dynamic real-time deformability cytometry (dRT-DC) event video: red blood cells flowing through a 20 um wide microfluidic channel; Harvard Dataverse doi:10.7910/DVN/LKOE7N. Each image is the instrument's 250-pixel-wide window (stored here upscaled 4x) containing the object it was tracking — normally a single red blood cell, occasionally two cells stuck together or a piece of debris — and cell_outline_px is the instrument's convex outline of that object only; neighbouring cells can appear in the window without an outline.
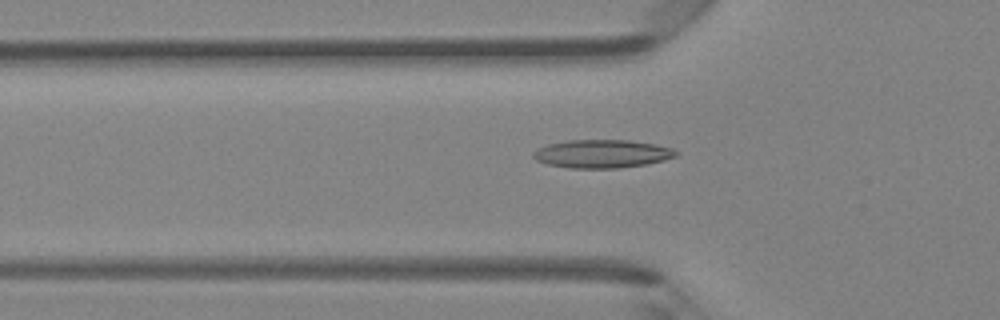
{"species": "Egyptian fruit bat (a non-hibernating species)", "species_latin": "Rousettus aegyptiacus", "temperature_condition": "room temperature", "stored_images_in_passage": 45, "camera_frame_rate_fps": 3000, "um_per_image_px": 0.085, "animal": {"sex": "female"}, "frame": {"image": 1, "passage_image": 16, "time_ms": 5.0, "image_size_px": [1000, 320], "cell_outline_px": [[680, 152], [676, 156], [664, 160], [648, 164], [620, 168], [568, 168], [548, 164], [536, 160], [532, 156], [532, 152], [548, 144], [568, 140], [628, 140], [656, 144], [672, 148]], "centroid_in_image_um": [51.2, 13.07], "position_along_channel_um": 74.6, "area_um2": 23.58}}
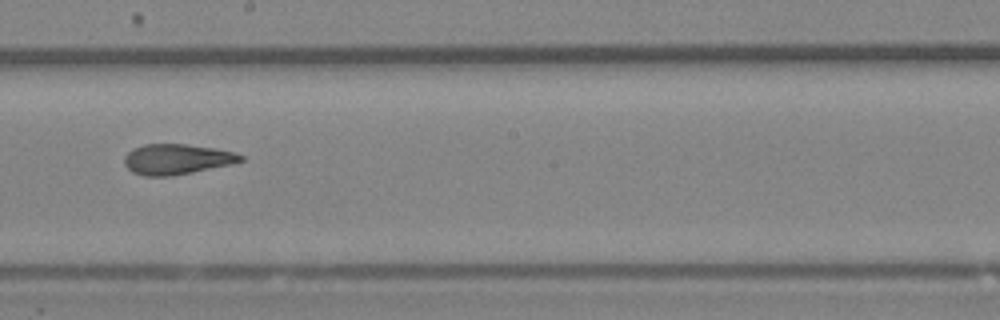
{"frame": {"image": 2, "passage_image": 27, "time_ms": 8.667, "image_size_px": [1000, 320], "cell_outline_px": [[244, 160], [232, 164], [172, 176], [144, 176], [132, 172], [124, 164], [124, 156], [132, 148], [144, 144], [184, 144], [212, 148], [236, 152], [244, 156]], "centroid_in_image_um": [15.01, 13.53], "position_along_channel_um": 233.2, "area_um2": 20.63}}
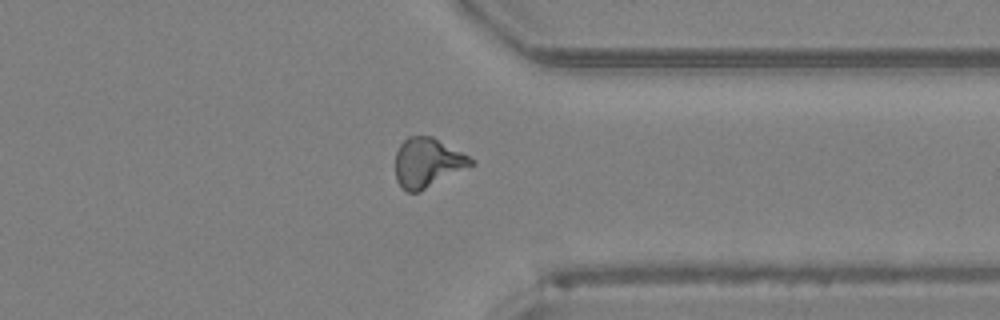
{"frame": {"image": 3, "passage_image": 37, "time_ms": 12.0, "image_size_px": [1000, 320], "cell_outline_px": [[476, 164], [420, 192], [408, 192], [400, 188], [396, 180], [396, 152], [400, 144], [408, 136], [432, 136], [476, 160]], "centroid_in_image_um": [36.35, 13.84], "position_along_channel_um": 375.1, "area_um2": 21.96}}